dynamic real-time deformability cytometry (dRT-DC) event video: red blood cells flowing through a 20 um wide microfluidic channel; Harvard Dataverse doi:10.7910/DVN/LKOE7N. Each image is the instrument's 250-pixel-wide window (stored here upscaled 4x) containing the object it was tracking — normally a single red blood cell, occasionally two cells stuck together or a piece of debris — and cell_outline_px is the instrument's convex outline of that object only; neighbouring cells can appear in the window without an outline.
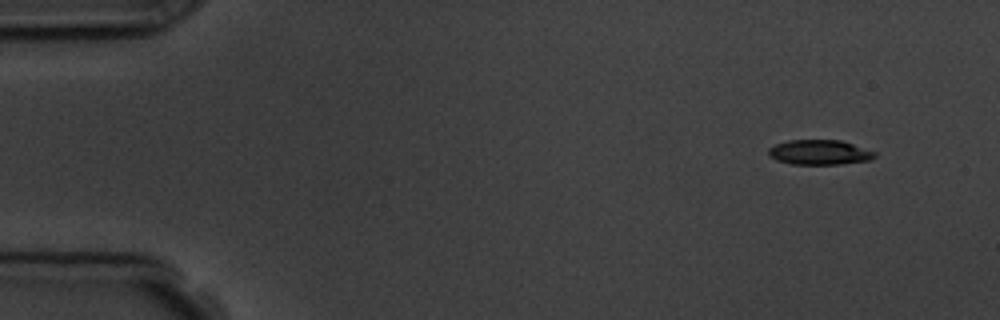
{"species": "common noctule bat (a hibernating species)", "species_latin": "Nyctalus noctula", "temperature_condition": "room temperature", "stored_images_in_passage": 6, "camera_frame_rate_fps": 3000, "um_per_image_px": 0.085, "animal": {"sex": "male", "body_mass_g": 19.5, "forearm_length_mm": 54.6}, "frame": {"image": 1, "passage_image": 1, "time_ms": 0.0, "image_size_px": [1000, 320], "cell_outline_px": [[876, 156], [872, 160], [840, 164], [792, 164], [776, 160], [768, 156], [768, 148], [776, 144], [788, 140], [840, 140], [876, 152]], "centroid_in_image_um": [69.64, 12.95], "position_along_channel_um": 15.4, "area_um2": 15.43}}
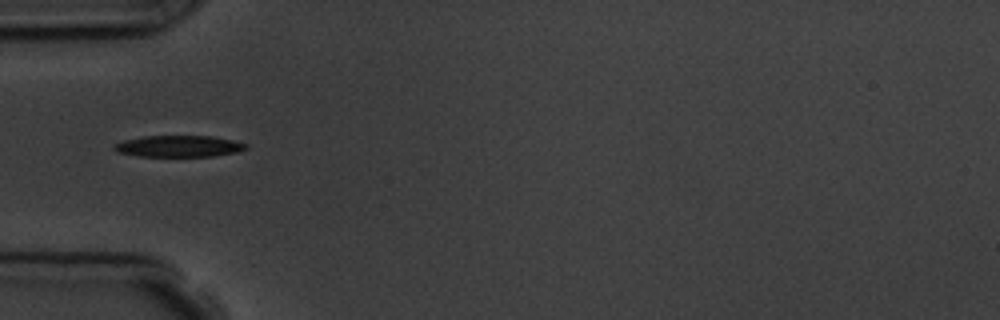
{"frame": {"image": 2, "passage_image": 4, "time_ms": 4.333, "image_size_px": [1000, 320], "cell_outline_px": [[248, 148], [236, 152], [212, 156], [140, 156], [116, 152], [112, 148], [116, 144], [124, 140], [144, 136], [212, 136], [232, 140], [248, 144]], "centroid_in_image_um": [15.2, 12.42], "position_along_channel_um": 69.8, "area_um2": 16.36}}